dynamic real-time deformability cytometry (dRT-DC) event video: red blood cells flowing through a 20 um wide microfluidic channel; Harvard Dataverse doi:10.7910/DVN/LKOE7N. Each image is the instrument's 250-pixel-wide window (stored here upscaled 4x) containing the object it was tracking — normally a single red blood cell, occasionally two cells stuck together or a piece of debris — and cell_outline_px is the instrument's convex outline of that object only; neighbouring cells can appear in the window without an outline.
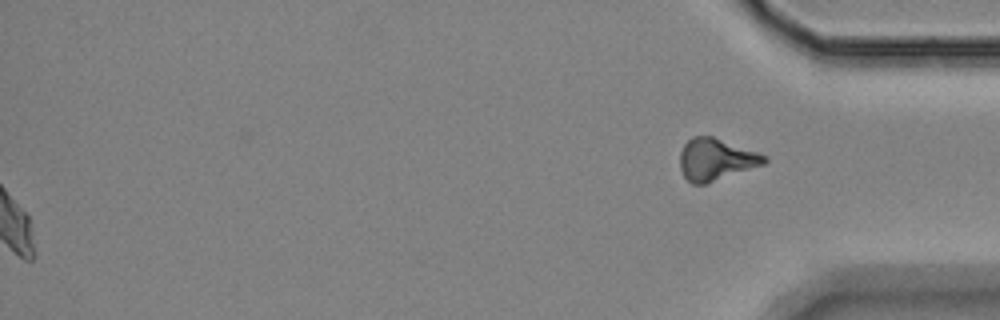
{"species": "Egyptian fruit bat (a non-hibernating species)", "species_latin": "Rousettus aegyptiacus", "temperature_condition": "room temperature", "stored_images_in_passage": 59, "segment_of_instrument_passage": [2, 2], "camera_frame_rate_fps": 3000, "um_per_image_px": 0.085, "animal": {"sex": "female"}, "frame": {"image": 1, "passage_image": 59, "time_ms": 19.333, "image_size_px": [1000, 320], "cell_outline_px": [[768, 160], [764, 164], [704, 184], [692, 184], [684, 176], [680, 168], [680, 152], [684, 144], [692, 136], [712, 136], [768, 156]], "centroid_in_image_um": [60.83, 13.54], "position_along_channel_um": 374.4, "area_um2": 20.35}}